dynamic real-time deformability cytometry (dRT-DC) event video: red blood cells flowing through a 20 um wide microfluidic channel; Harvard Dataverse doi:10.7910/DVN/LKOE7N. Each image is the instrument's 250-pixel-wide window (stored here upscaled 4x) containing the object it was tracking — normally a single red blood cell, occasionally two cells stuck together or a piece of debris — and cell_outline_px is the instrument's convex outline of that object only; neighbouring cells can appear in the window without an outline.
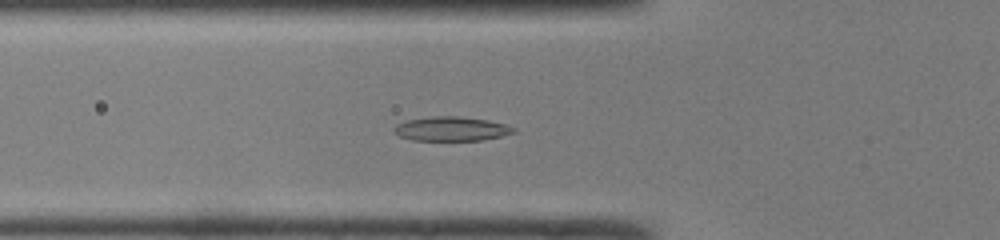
{"species": "common noctule bat (a hibernating species)", "species_latin": "Nyctalus noctula", "temperature_condition": "room temperature", "stored_images_in_passage": 47, "camera_frame_rate_fps": 3000, "um_per_image_px": 0.085, "animal": {"sex": "male", "body_mass_g": 19.0, "forearm_length_mm": 50.8}, "frame": {"image": 1, "passage_image": 15, "time_ms": 4.667, "image_size_px": [1000, 240], "cell_outline_px": [[516, 132], [484, 140], [412, 140], [400, 136], [392, 132], [392, 128], [396, 124], [408, 120], [432, 116], [456, 116], [488, 120], [504, 124], [516, 128]], "centroid_in_image_um": [38.34, 10.95], "position_along_channel_um": 87.5, "area_um2": 16.88}}
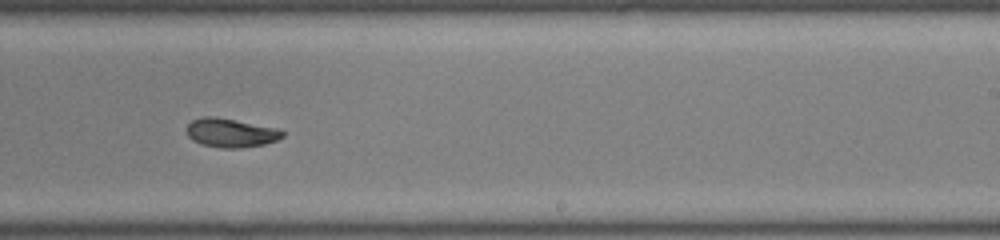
{"frame": {"image": 2, "passage_image": 28, "time_ms": 9.0, "image_size_px": [1000, 240], "cell_outline_px": [[284, 136], [276, 140], [264, 144], [240, 148], [220, 148], [200, 144], [192, 140], [188, 136], [184, 128], [192, 120], [204, 116], [212, 116], [276, 128], [284, 132]], "centroid_in_image_um": [19.55, 11.3], "position_along_channel_um": 269.4, "area_um2": 16.07}}
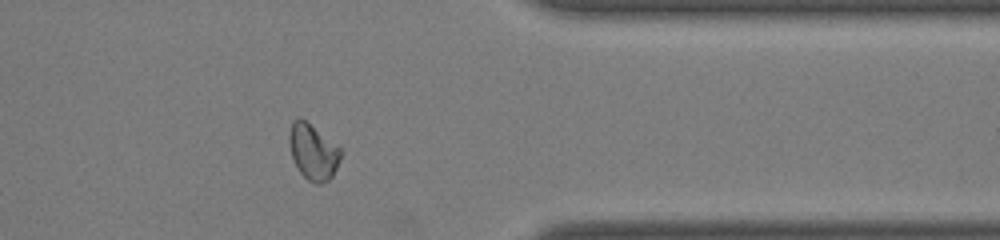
{"frame": {"image": 3, "passage_image": 37, "time_ms": 12.0, "image_size_px": [1000, 240], "cell_outline_px": [[344, 152], [332, 176], [328, 180], [320, 184], [316, 184], [308, 180], [300, 172], [292, 156], [288, 140], [288, 132], [292, 120], [296, 116], [300, 116], [340, 148]], "centroid_in_image_um": [26.59, 12.88], "position_along_channel_um": 384.8, "area_um2": 16.76}, "authors_computed_cell_mechanics": {"area_um2": 16.8198, "velocity_mm_per_s": 4.2116, "shape_relaxation_time_tau1_ms": 7.3163, "shape_relaxation_time_tau2_ms": 2.874, "deformation_change_tau1": 0.2033, "deformation_change_tau2": 0.0717}}